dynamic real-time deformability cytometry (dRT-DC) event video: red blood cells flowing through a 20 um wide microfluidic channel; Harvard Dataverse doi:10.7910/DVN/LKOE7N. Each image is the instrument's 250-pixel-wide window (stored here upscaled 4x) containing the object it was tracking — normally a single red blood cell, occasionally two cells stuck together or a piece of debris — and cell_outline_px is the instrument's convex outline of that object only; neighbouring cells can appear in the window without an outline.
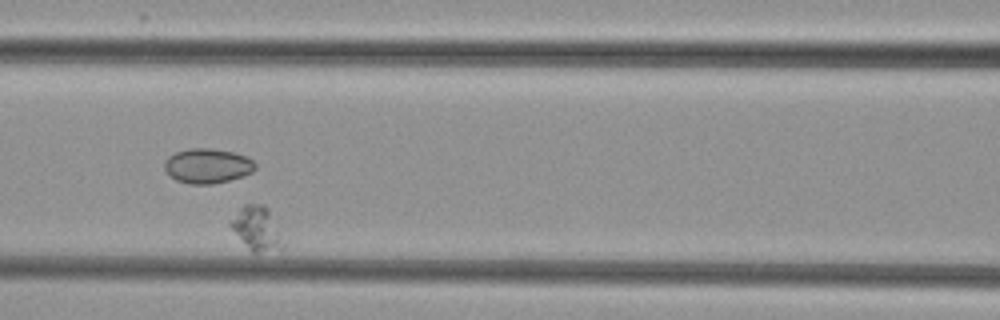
{"species": "common noctule bat (a hibernating species)", "species_latin": "Nyctalus noctula", "temperature_condition": "cold", "stored_images_in_passage": 7, "camera_frame_rate_fps": 3000, "um_per_image_px": 0.085, "animal": {"sex": "female", "body_mass_g": 29.2, "forearm_length_mm": 56.3}, "frame": {"image": 1, "passage_image": 4, "time_ms": 3.333, "image_size_px": [1000, 320], "cell_outline_px": [[288, 240], [280, 248], [256, 252], [252, 252], [248, 248], [228, 224], [240, 208], [244, 204], [264, 204], [268, 208]], "centroid_in_image_um": [21.91, 19.4], "position_along_channel_um": 144.7, "area_um2": 13.58}}